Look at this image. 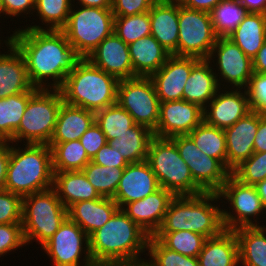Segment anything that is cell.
<instances>
[{
    "label": "cell",
    "mask_w": 266,
    "mask_h": 266,
    "mask_svg": "<svg viewBox=\"0 0 266 266\" xmlns=\"http://www.w3.org/2000/svg\"><path fill=\"white\" fill-rule=\"evenodd\" d=\"M20 27L5 38L23 56L30 82L37 89H60L81 57L61 30Z\"/></svg>",
    "instance_id": "obj_1"
},
{
    "label": "cell",
    "mask_w": 266,
    "mask_h": 266,
    "mask_svg": "<svg viewBox=\"0 0 266 266\" xmlns=\"http://www.w3.org/2000/svg\"><path fill=\"white\" fill-rule=\"evenodd\" d=\"M219 200L217 192L174 196L157 232L192 231L206 238L218 236L224 230Z\"/></svg>",
    "instance_id": "obj_2"
},
{
    "label": "cell",
    "mask_w": 266,
    "mask_h": 266,
    "mask_svg": "<svg viewBox=\"0 0 266 266\" xmlns=\"http://www.w3.org/2000/svg\"><path fill=\"white\" fill-rule=\"evenodd\" d=\"M53 183L52 151L47 144L21 146L17 143L11 145L10 142L5 190L23 198L35 192L50 189Z\"/></svg>",
    "instance_id": "obj_3"
},
{
    "label": "cell",
    "mask_w": 266,
    "mask_h": 266,
    "mask_svg": "<svg viewBox=\"0 0 266 266\" xmlns=\"http://www.w3.org/2000/svg\"><path fill=\"white\" fill-rule=\"evenodd\" d=\"M148 239L149 235L119 209L89 236L90 255L92 260H145Z\"/></svg>",
    "instance_id": "obj_4"
},
{
    "label": "cell",
    "mask_w": 266,
    "mask_h": 266,
    "mask_svg": "<svg viewBox=\"0 0 266 266\" xmlns=\"http://www.w3.org/2000/svg\"><path fill=\"white\" fill-rule=\"evenodd\" d=\"M119 80L81 58L59 89L69 105L97 112L117 103Z\"/></svg>",
    "instance_id": "obj_5"
},
{
    "label": "cell",
    "mask_w": 266,
    "mask_h": 266,
    "mask_svg": "<svg viewBox=\"0 0 266 266\" xmlns=\"http://www.w3.org/2000/svg\"><path fill=\"white\" fill-rule=\"evenodd\" d=\"M67 217L68 209L53 187L23 197L21 224L26 244L35 241L42 247Z\"/></svg>",
    "instance_id": "obj_6"
},
{
    "label": "cell",
    "mask_w": 266,
    "mask_h": 266,
    "mask_svg": "<svg viewBox=\"0 0 266 266\" xmlns=\"http://www.w3.org/2000/svg\"><path fill=\"white\" fill-rule=\"evenodd\" d=\"M63 102L59 89H38L28 100L13 143L48 145Z\"/></svg>",
    "instance_id": "obj_7"
},
{
    "label": "cell",
    "mask_w": 266,
    "mask_h": 266,
    "mask_svg": "<svg viewBox=\"0 0 266 266\" xmlns=\"http://www.w3.org/2000/svg\"><path fill=\"white\" fill-rule=\"evenodd\" d=\"M146 161L157 177L160 187L170 191L174 196L204 192L193 181L189 167L170 138L154 137L150 142Z\"/></svg>",
    "instance_id": "obj_8"
},
{
    "label": "cell",
    "mask_w": 266,
    "mask_h": 266,
    "mask_svg": "<svg viewBox=\"0 0 266 266\" xmlns=\"http://www.w3.org/2000/svg\"><path fill=\"white\" fill-rule=\"evenodd\" d=\"M114 19L111 8L78 7L73 4L61 31L74 51L81 58H87L106 37L114 33Z\"/></svg>",
    "instance_id": "obj_9"
},
{
    "label": "cell",
    "mask_w": 266,
    "mask_h": 266,
    "mask_svg": "<svg viewBox=\"0 0 266 266\" xmlns=\"http://www.w3.org/2000/svg\"><path fill=\"white\" fill-rule=\"evenodd\" d=\"M217 193L221 203L224 202L221 211L225 230L261 226L258 220L262 219L260 222H263L266 210L255 186L244 184L230 174ZM226 203L227 209H225Z\"/></svg>",
    "instance_id": "obj_10"
},
{
    "label": "cell",
    "mask_w": 266,
    "mask_h": 266,
    "mask_svg": "<svg viewBox=\"0 0 266 266\" xmlns=\"http://www.w3.org/2000/svg\"><path fill=\"white\" fill-rule=\"evenodd\" d=\"M177 56L208 59L217 41L209 12L183 7L178 1Z\"/></svg>",
    "instance_id": "obj_11"
},
{
    "label": "cell",
    "mask_w": 266,
    "mask_h": 266,
    "mask_svg": "<svg viewBox=\"0 0 266 266\" xmlns=\"http://www.w3.org/2000/svg\"><path fill=\"white\" fill-rule=\"evenodd\" d=\"M117 103L132 116L135 124L156 130L160 101L150 77L119 80Z\"/></svg>",
    "instance_id": "obj_12"
},
{
    "label": "cell",
    "mask_w": 266,
    "mask_h": 266,
    "mask_svg": "<svg viewBox=\"0 0 266 266\" xmlns=\"http://www.w3.org/2000/svg\"><path fill=\"white\" fill-rule=\"evenodd\" d=\"M207 60L220 88L245 89L248 86L253 74L252 60L228 37L217 38Z\"/></svg>",
    "instance_id": "obj_13"
},
{
    "label": "cell",
    "mask_w": 266,
    "mask_h": 266,
    "mask_svg": "<svg viewBox=\"0 0 266 266\" xmlns=\"http://www.w3.org/2000/svg\"><path fill=\"white\" fill-rule=\"evenodd\" d=\"M40 248L53 262L52 266H88L92 261L89 236L69 217L50 240Z\"/></svg>",
    "instance_id": "obj_14"
},
{
    "label": "cell",
    "mask_w": 266,
    "mask_h": 266,
    "mask_svg": "<svg viewBox=\"0 0 266 266\" xmlns=\"http://www.w3.org/2000/svg\"><path fill=\"white\" fill-rule=\"evenodd\" d=\"M190 169L193 181L204 192H218L231 172L218 160L199 150L188 135L170 138Z\"/></svg>",
    "instance_id": "obj_15"
},
{
    "label": "cell",
    "mask_w": 266,
    "mask_h": 266,
    "mask_svg": "<svg viewBox=\"0 0 266 266\" xmlns=\"http://www.w3.org/2000/svg\"><path fill=\"white\" fill-rule=\"evenodd\" d=\"M251 111L246 89L220 88L203 109V121L208 125L226 129Z\"/></svg>",
    "instance_id": "obj_16"
},
{
    "label": "cell",
    "mask_w": 266,
    "mask_h": 266,
    "mask_svg": "<svg viewBox=\"0 0 266 266\" xmlns=\"http://www.w3.org/2000/svg\"><path fill=\"white\" fill-rule=\"evenodd\" d=\"M203 121V109L185 100L160 102L159 119L154 136L171 138L188 135Z\"/></svg>",
    "instance_id": "obj_17"
},
{
    "label": "cell",
    "mask_w": 266,
    "mask_h": 266,
    "mask_svg": "<svg viewBox=\"0 0 266 266\" xmlns=\"http://www.w3.org/2000/svg\"><path fill=\"white\" fill-rule=\"evenodd\" d=\"M201 59L170 55L165 64L150 78L160 102L182 100L183 89L192 68Z\"/></svg>",
    "instance_id": "obj_18"
},
{
    "label": "cell",
    "mask_w": 266,
    "mask_h": 266,
    "mask_svg": "<svg viewBox=\"0 0 266 266\" xmlns=\"http://www.w3.org/2000/svg\"><path fill=\"white\" fill-rule=\"evenodd\" d=\"M87 59L118 80L137 77L133 71L129 47L115 33L106 37Z\"/></svg>",
    "instance_id": "obj_19"
},
{
    "label": "cell",
    "mask_w": 266,
    "mask_h": 266,
    "mask_svg": "<svg viewBox=\"0 0 266 266\" xmlns=\"http://www.w3.org/2000/svg\"><path fill=\"white\" fill-rule=\"evenodd\" d=\"M160 188L157 177L146 160L130 163L124 168L112 199L121 209L125 204L143 199Z\"/></svg>",
    "instance_id": "obj_20"
},
{
    "label": "cell",
    "mask_w": 266,
    "mask_h": 266,
    "mask_svg": "<svg viewBox=\"0 0 266 266\" xmlns=\"http://www.w3.org/2000/svg\"><path fill=\"white\" fill-rule=\"evenodd\" d=\"M174 195L160 188L143 199L125 204L121 209L146 234L154 236L161 227Z\"/></svg>",
    "instance_id": "obj_21"
},
{
    "label": "cell",
    "mask_w": 266,
    "mask_h": 266,
    "mask_svg": "<svg viewBox=\"0 0 266 266\" xmlns=\"http://www.w3.org/2000/svg\"><path fill=\"white\" fill-rule=\"evenodd\" d=\"M258 129V112L251 111L234 125L224 129L227 148V169L232 170L254 153Z\"/></svg>",
    "instance_id": "obj_22"
},
{
    "label": "cell",
    "mask_w": 266,
    "mask_h": 266,
    "mask_svg": "<svg viewBox=\"0 0 266 266\" xmlns=\"http://www.w3.org/2000/svg\"><path fill=\"white\" fill-rule=\"evenodd\" d=\"M5 46L8 50L5 53L0 52V99L28 92L34 88L23 56L7 38L0 45V49Z\"/></svg>",
    "instance_id": "obj_23"
},
{
    "label": "cell",
    "mask_w": 266,
    "mask_h": 266,
    "mask_svg": "<svg viewBox=\"0 0 266 266\" xmlns=\"http://www.w3.org/2000/svg\"><path fill=\"white\" fill-rule=\"evenodd\" d=\"M151 35L177 56L179 38L178 0H158L149 11Z\"/></svg>",
    "instance_id": "obj_24"
},
{
    "label": "cell",
    "mask_w": 266,
    "mask_h": 266,
    "mask_svg": "<svg viewBox=\"0 0 266 266\" xmlns=\"http://www.w3.org/2000/svg\"><path fill=\"white\" fill-rule=\"evenodd\" d=\"M119 209L112 198L101 197L74 203L68 208V217L90 236L104 226Z\"/></svg>",
    "instance_id": "obj_25"
},
{
    "label": "cell",
    "mask_w": 266,
    "mask_h": 266,
    "mask_svg": "<svg viewBox=\"0 0 266 266\" xmlns=\"http://www.w3.org/2000/svg\"><path fill=\"white\" fill-rule=\"evenodd\" d=\"M220 89L216 74L207 59H201L191 70L184 85L183 100L204 109Z\"/></svg>",
    "instance_id": "obj_26"
},
{
    "label": "cell",
    "mask_w": 266,
    "mask_h": 266,
    "mask_svg": "<svg viewBox=\"0 0 266 266\" xmlns=\"http://www.w3.org/2000/svg\"><path fill=\"white\" fill-rule=\"evenodd\" d=\"M136 76L150 77L171 55L151 34L128 45Z\"/></svg>",
    "instance_id": "obj_27"
},
{
    "label": "cell",
    "mask_w": 266,
    "mask_h": 266,
    "mask_svg": "<svg viewBox=\"0 0 266 266\" xmlns=\"http://www.w3.org/2000/svg\"><path fill=\"white\" fill-rule=\"evenodd\" d=\"M199 266H239L238 241L234 230L207 238L198 257Z\"/></svg>",
    "instance_id": "obj_28"
},
{
    "label": "cell",
    "mask_w": 266,
    "mask_h": 266,
    "mask_svg": "<svg viewBox=\"0 0 266 266\" xmlns=\"http://www.w3.org/2000/svg\"><path fill=\"white\" fill-rule=\"evenodd\" d=\"M95 122V112L62 103L50 142L79 140Z\"/></svg>",
    "instance_id": "obj_29"
},
{
    "label": "cell",
    "mask_w": 266,
    "mask_h": 266,
    "mask_svg": "<svg viewBox=\"0 0 266 266\" xmlns=\"http://www.w3.org/2000/svg\"><path fill=\"white\" fill-rule=\"evenodd\" d=\"M53 188L67 209L76 202L102 197L83 171L54 172Z\"/></svg>",
    "instance_id": "obj_30"
},
{
    "label": "cell",
    "mask_w": 266,
    "mask_h": 266,
    "mask_svg": "<svg viewBox=\"0 0 266 266\" xmlns=\"http://www.w3.org/2000/svg\"><path fill=\"white\" fill-rule=\"evenodd\" d=\"M228 38L253 60L266 42V14L249 12Z\"/></svg>",
    "instance_id": "obj_31"
},
{
    "label": "cell",
    "mask_w": 266,
    "mask_h": 266,
    "mask_svg": "<svg viewBox=\"0 0 266 266\" xmlns=\"http://www.w3.org/2000/svg\"><path fill=\"white\" fill-rule=\"evenodd\" d=\"M154 137V132L146 126L134 124L128 132L113 140H108V144L129 164L139 163L147 159L149 145Z\"/></svg>",
    "instance_id": "obj_32"
},
{
    "label": "cell",
    "mask_w": 266,
    "mask_h": 266,
    "mask_svg": "<svg viewBox=\"0 0 266 266\" xmlns=\"http://www.w3.org/2000/svg\"><path fill=\"white\" fill-rule=\"evenodd\" d=\"M239 266H266V231L260 226L235 229Z\"/></svg>",
    "instance_id": "obj_33"
},
{
    "label": "cell",
    "mask_w": 266,
    "mask_h": 266,
    "mask_svg": "<svg viewBox=\"0 0 266 266\" xmlns=\"http://www.w3.org/2000/svg\"><path fill=\"white\" fill-rule=\"evenodd\" d=\"M18 93L0 99V139L13 143V136L18 129L29 98L37 91Z\"/></svg>",
    "instance_id": "obj_34"
},
{
    "label": "cell",
    "mask_w": 266,
    "mask_h": 266,
    "mask_svg": "<svg viewBox=\"0 0 266 266\" xmlns=\"http://www.w3.org/2000/svg\"><path fill=\"white\" fill-rule=\"evenodd\" d=\"M54 172L82 171L91 161L79 140L49 142Z\"/></svg>",
    "instance_id": "obj_35"
},
{
    "label": "cell",
    "mask_w": 266,
    "mask_h": 266,
    "mask_svg": "<svg viewBox=\"0 0 266 266\" xmlns=\"http://www.w3.org/2000/svg\"><path fill=\"white\" fill-rule=\"evenodd\" d=\"M72 5V0H35L34 12L41 23L37 25L33 21L31 25L26 24L23 28L61 30L67 23Z\"/></svg>",
    "instance_id": "obj_36"
},
{
    "label": "cell",
    "mask_w": 266,
    "mask_h": 266,
    "mask_svg": "<svg viewBox=\"0 0 266 266\" xmlns=\"http://www.w3.org/2000/svg\"><path fill=\"white\" fill-rule=\"evenodd\" d=\"M188 136L199 150L209 157L218 159L227 168V148L224 129L208 125L202 121Z\"/></svg>",
    "instance_id": "obj_37"
},
{
    "label": "cell",
    "mask_w": 266,
    "mask_h": 266,
    "mask_svg": "<svg viewBox=\"0 0 266 266\" xmlns=\"http://www.w3.org/2000/svg\"><path fill=\"white\" fill-rule=\"evenodd\" d=\"M218 38L228 37L249 13L238 0H222L210 12Z\"/></svg>",
    "instance_id": "obj_38"
},
{
    "label": "cell",
    "mask_w": 266,
    "mask_h": 266,
    "mask_svg": "<svg viewBox=\"0 0 266 266\" xmlns=\"http://www.w3.org/2000/svg\"><path fill=\"white\" fill-rule=\"evenodd\" d=\"M95 122L105 134L107 141L128 132L135 124L132 116L118 103L95 112Z\"/></svg>",
    "instance_id": "obj_39"
},
{
    "label": "cell",
    "mask_w": 266,
    "mask_h": 266,
    "mask_svg": "<svg viewBox=\"0 0 266 266\" xmlns=\"http://www.w3.org/2000/svg\"><path fill=\"white\" fill-rule=\"evenodd\" d=\"M125 167L101 166L90 161L83 172L102 197L113 198Z\"/></svg>",
    "instance_id": "obj_40"
},
{
    "label": "cell",
    "mask_w": 266,
    "mask_h": 266,
    "mask_svg": "<svg viewBox=\"0 0 266 266\" xmlns=\"http://www.w3.org/2000/svg\"><path fill=\"white\" fill-rule=\"evenodd\" d=\"M154 237L166 248L188 257H198L207 239L192 231L156 232Z\"/></svg>",
    "instance_id": "obj_41"
},
{
    "label": "cell",
    "mask_w": 266,
    "mask_h": 266,
    "mask_svg": "<svg viewBox=\"0 0 266 266\" xmlns=\"http://www.w3.org/2000/svg\"><path fill=\"white\" fill-rule=\"evenodd\" d=\"M145 261L146 266H199L197 257L170 250L154 236H149Z\"/></svg>",
    "instance_id": "obj_42"
},
{
    "label": "cell",
    "mask_w": 266,
    "mask_h": 266,
    "mask_svg": "<svg viewBox=\"0 0 266 266\" xmlns=\"http://www.w3.org/2000/svg\"><path fill=\"white\" fill-rule=\"evenodd\" d=\"M114 33L127 45L150 35L149 12L131 16H115Z\"/></svg>",
    "instance_id": "obj_43"
},
{
    "label": "cell",
    "mask_w": 266,
    "mask_h": 266,
    "mask_svg": "<svg viewBox=\"0 0 266 266\" xmlns=\"http://www.w3.org/2000/svg\"><path fill=\"white\" fill-rule=\"evenodd\" d=\"M231 174L240 182L255 186L266 179V152H254L235 167Z\"/></svg>",
    "instance_id": "obj_44"
},
{
    "label": "cell",
    "mask_w": 266,
    "mask_h": 266,
    "mask_svg": "<svg viewBox=\"0 0 266 266\" xmlns=\"http://www.w3.org/2000/svg\"><path fill=\"white\" fill-rule=\"evenodd\" d=\"M22 199L10 191L0 190V224H21Z\"/></svg>",
    "instance_id": "obj_45"
},
{
    "label": "cell",
    "mask_w": 266,
    "mask_h": 266,
    "mask_svg": "<svg viewBox=\"0 0 266 266\" xmlns=\"http://www.w3.org/2000/svg\"><path fill=\"white\" fill-rule=\"evenodd\" d=\"M26 245L22 224H0V257Z\"/></svg>",
    "instance_id": "obj_46"
},
{
    "label": "cell",
    "mask_w": 266,
    "mask_h": 266,
    "mask_svg": "<svg viewBox=\"0 0 266 266\" xmlns=\"http://www.w3.org/2000/svg\"><path fill=\"white\" fill-rule=\"evenodd\" d=\"M245 89L251 110L266 115V74L253 72Z\"/></svg>",
    "instance_id": "obj_47"
},
{
    "label": "cell",
    "mask_w": 266,
    "mask_h": 266,
    "mask_svg": "<svg viewBox=\"0 0 266 266\" xmlns=\"http://www.w3.org/2000/svg\"><path fill=\"white\" fill-rule=\"evenodd\" d=\"M158 0H112L114 16H131L149 12Z\"/></svg>",
    "instance_id": "obj_48"
},
{
    "label": "cell",
    "mask_w": 266,
    "mask_h": 266,
    "mask_svg": "<svg viewBox=\"0 0 266 266\" xmlns=\"http://www.w3.org/2000/svg\"><path fill=\"white\" fill-rule=\"evenodd\" d=\"M86 153L92 159L98 150L108 143L105 134L101 128L94 122L79 139Z\"/></svg>",
    "instance_id": "obj_49"
},
{
    "label": "cell",
    "mask_w": 266,
    "mask_h": 266,
    "mask_svg": "<svg viewBox=\"0 0 266 266\" xmlns=\"http://www.w3.org/2000/svg\"><path fill=\"white\" fill-rule=\"evenodd\" d=\"M1 4L5 15L4 17L8 19L10 17V21H12L11 17H16L18 20L20 16L24 18L26 16L25 21L27 22V17L35 16L33 14L35 10V0H1Z\"/></svg>",
    "instance_id": "obj_50"
},
{
    "label": "cell",
    "mask_w": 266,
    "mask_h": 266,
    "mask_svg": "<svg viewBox=\"0 0 266 266\" xmlns=\"http://www.w3.org/2000/svg\"><path fill=\"white\" fill-rule=\"evenodd\" d=\"M91 161L95 164L106 167H126L129 164L125 158L114 150L108 143L98 150Z\"/></svg>",
    "instance_id": "obj_51"
},
{
    "label": "cell",
    "mask_w": 266,
    "mask_h": 266,
    "mask_svg": "<svg viewBox=\"0 0 266 266\" xmlns=\"http://www.w3.org/2000/svg\"><path fill=\"white\" fill-rule=\"evenodd\" d=\"M10 159V142L0 143V190L4 189L7 178V167Z\"/></svg>",
    "instance_id": "obj_52"
},
{
    "label": "cell",
    "mask_w": 266,
    "mask_h": 266,
    "mask_svg": "<svg viewBox=\"0 0 266 266\" xmlns=\"http://www.w3.org/2000/svg\"><path fill=\"white\" fill-rule=\"evenodd\" d=\"M254 152H266V115L258 113V129L254 140Z\"/></svg>",
    "instance_id": "obj_53"
},
{
    "label": "cell",
    "mask_w": 266,
    "mask_h": 266,
    "mask_svg": "<svg viewBox=\"0 0 266 266\" xmlns=\"http://www.w3.org/2000/svg\"><path fill=\"white\" fill-rule=\"evenodd\" d=\"M88 266H146L141 259L92 260Z\"/></svg>",
    "instance_id": "obj_54"
},
{
    "label": "cell",
    "mask_w": 266,
    "mask_h": 266,
    "mask_svg": "<svg viewBox=\"0 0 266 266\" xmlns=\"http://www.w3.org/2000/svg\"><path fill=\"white\" fill-rule=\"evenodd\" d=\"M183 7L210 12L222 0H178Z\"/></svg>",
    "instance_id": "obj_55"
},
{
    "label": "cell",
    "mask_w": 266,
    "mask_h": 266,
    "mask_svg": "<svg viewBox=\"0 0 266 266\" xmlns=\"http://www.w3.org/2000/svg\"><path fill=\"white\" fill-rule=\"evenodd\" d=\"M253 72L266 74V42L252 60Z\"/></svg>",
    "instance_id": "obj_56"
},
{
    "label": "cell",
    "mask_w": 266,
    "mask_h": 266,
    "mask_svg": "<svg viewBox=\"0 0 266 266\" xmlns=\"http://www.w3.org/2000/svg\"><path fill=\"white\" fill-rule=\"evenodd\" d=\"M249 12L266 14V0H238Z\"/></svg>",
    "instance_id": "obj_57"
},
{
    "label": "cell",
    "mask_w": 266,
    "mask_h": 266,
    "mask_svg": "<svg viewBox=\"0 0 266 266\" xmlns=\"http://www.w3.org/2000/svg\"><path fill=\"white\" fill-rule=\"evenodd\" d=\"M72 4L87 7L111 8L112 0H72Z\"/></svg>",
    "instance_id": "obj_58"
},
{
    "label": "cell",
    "mask_w": 266,
    "mask_h": 266,
    "mask_svg": "<svg viewBox=\"0 0 266 266\" xmlns=\"http://www.w3.org/2000/svg\"><path fill=\"white\" fill-rule=\"evenodd\" d=\"M255 188L257 190V193L262 201V205L264 209L266 210V179H264L261 182H258L255 185Z\"/></svg>",
    "instance_id": "obj_59"
},
{
    "label": "cell",
    "mask_w": 266,
    "mask_h": 266,
    "mask_svg": "<svg viewBox=\"0 0 266 266\" xmlns=\"http://www.w3.org/2000/svg\"><path fill=\"white\" fill-rule=\"evenodd\" d=\"M2 16H4V12L2 10V4H1V0H0V17H1V19H2Z\"/></svg>",
    "instance_id": "obj_60"
},
{
    "label": "cell",
    "mask_w": 266,
    "mask_h": 266,
    "mask_svg": "<svg viewBox=\"0 0 266 266\" xmlns=\"http://www.w3.org/2000/svg\"><path fill=\"white\" fill-rule=\"evenodd\" d=\"M265 213H266V211H265ZM265 215H266V214H265ZM260 227H261L264 231H266V225H264V223H262Z\"/></svg>",
    "instance_id": "obj_61"
},
{
    "label": "cell",
    "mask_w": 266,
    "mask_h": 266,
    "mask_svg": "<svg viewBox=\"0 0 266 266\" xmlns=\"http://www.w3.org/2000/svg\"><path fill=\"white\" fill-rule=\"evenodd\" d=\"M0 38H2L0 39V45H1L3 43L2 41H5V39H3L2 35L0 36Z\"/></svg>",
    "instance_id": "obj_62"
}]
</instances>
